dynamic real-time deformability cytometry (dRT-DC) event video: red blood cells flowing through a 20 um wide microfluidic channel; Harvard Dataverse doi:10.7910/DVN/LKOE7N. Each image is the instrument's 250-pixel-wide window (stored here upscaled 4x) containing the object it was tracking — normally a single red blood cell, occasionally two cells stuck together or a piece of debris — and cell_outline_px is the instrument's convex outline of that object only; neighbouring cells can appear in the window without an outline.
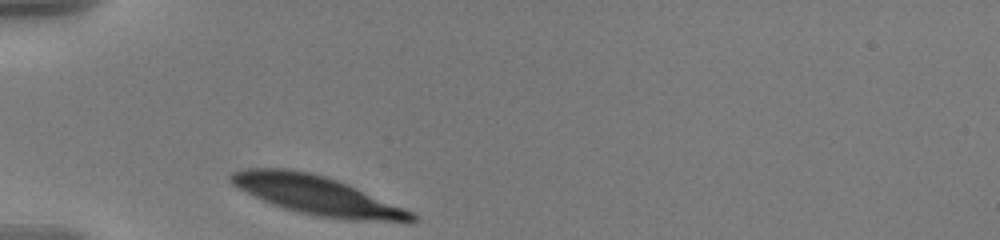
{"species": "human", "species_latin": "Homo sapiens", "temperature_condition": "warm", "stored_images_in_passage": 32, "camera_frame_rate_fps": 3000, "um_per_image_px": 0.085, "donor": {"sex": "male"}, "frame": {"image": 1, "passage_image": 1, "time_ms": 0.0, "image_size_px": [1000, 240], "cell_outline_px": [[420, 216], [416, 220], [348, 220], [316, 216], [284, 208], [272, 204], [232, 184], [228, 180], [228, 176], [232, 172], [248, 168], [284, 168], [312, 172], [336, 180], [412, 212]], "centroid_in_image_um": [26.85, 16.58], "position_along_channel_um": 58.1, "area_um2": 39.71}}
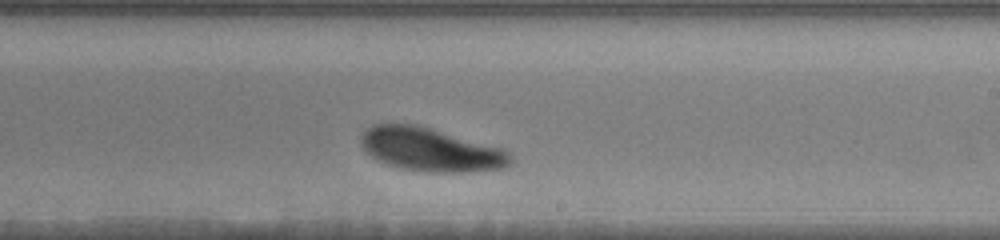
{"frame": {"image": 2, "passage_image": 19, "time_ms": 6.0, "image_size_px": [1000, 240], "cell_outline_px": [[512, 160], [504, 168], [468, 172], [424, 172], [400, 168], [376, 160], [360, 144], [360, 136], [372, 124], [416, 124], [504, 148], [512, 156]], "centroid_in_image_um": [36.62, 12.72], "position_along_channel_um": 252.4, "area_um2": 37.92}}
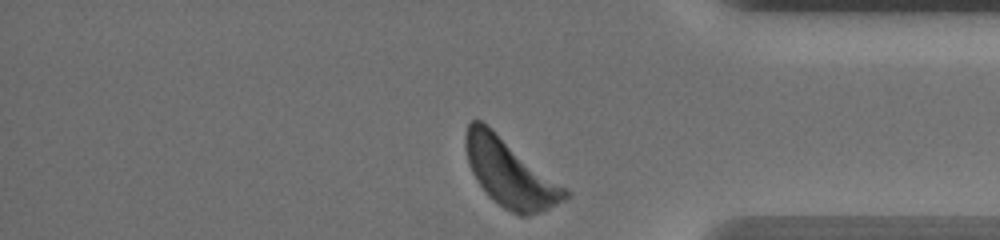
{"frame": {"image": 3, "passage_image": 32, "time_ms": 10.333, "image_size_px": [1000, 240], "cell_outline_px": [[572, 192], [564, 200], [540, 212], [528, 216], [520, 216], [504, 208], [492, 200], [488, 196], [476, 180], [468, 164], [464, 144], [464, 136], [468, 124], [472, 120], [480, 120], [492, 128]], "centroid_in_image_um": [43.32, 14.7], "position_along_channel_um": 391.9, "area_um2": 39.25}, "authors_computed_cell_mechanics": {"area_um2": 39.7664, "velocity_mm_per_s": 3.4618, "shape_relaxation_time_tau1_ms": 2.2445, "shape_relaxation_time_tau2_ms": null, "deformation_change_tau1": 0.158, "deformation_change_tau2": null}}